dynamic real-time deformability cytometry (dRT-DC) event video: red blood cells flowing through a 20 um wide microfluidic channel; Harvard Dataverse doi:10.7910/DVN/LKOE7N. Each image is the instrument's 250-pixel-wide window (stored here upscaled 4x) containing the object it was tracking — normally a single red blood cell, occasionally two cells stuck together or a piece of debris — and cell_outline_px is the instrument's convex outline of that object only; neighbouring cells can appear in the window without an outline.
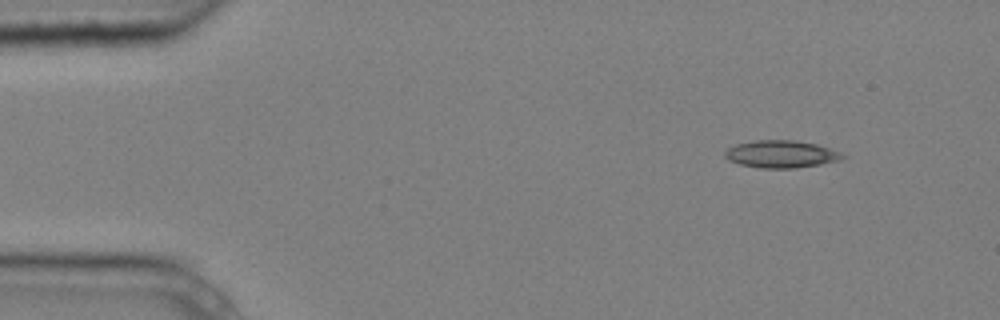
{"species": "common noctule bat (a hibernating species)", "species_latin": "Nyctalus noctula", "temperature_condition": "cold", "stored_images_in_passage": 9, "camera_frame_rate_fps": 3000, "um_per_image_px": 0.085, "animal": {"sex": "male", "body_mass_g": 20.4}, "frame": {"image": 1, "passage_image": 1, "time_ms": 0.0, "image_size_px": [1000, 320], "cell_outline_px": [[848, 156], [840, 160], [820, 164], [796, 168], [760, 168], [740, 164], [728, 160], [724, 156], [724, 152], [728, 148], [736, 144], [756, 140], [796, 140], [816, 144], [840, 152]], "centroid_in_image_um": [66.39, 13.1], "position_along_channel_um": 18.6, "area_um2": 18.79}}
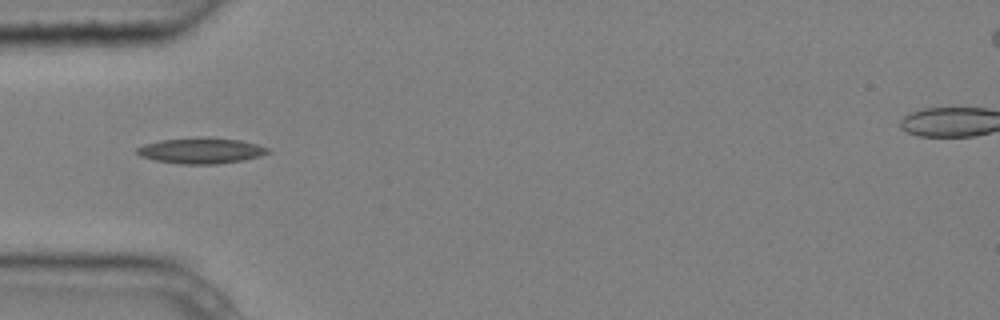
{"frame": {"image": 2, "passage_image": 4, "time_ms": 1.0, "image_size_px": [1000, 320], "cell_outline_px": [[272, 152], [260, 156], [244, 160], [216, 164], [180, 164], [156, 160], [140, 156], [136, 152], [136, 148], [144, 144], [160, 140], [200, 136], [208, 136], [240, 140], [256, 144], [268, 148]], "centroid_in_image_um": [17.1, 12.79], "position_along_channel_um": 67.9, "area_um2": 19.94}}
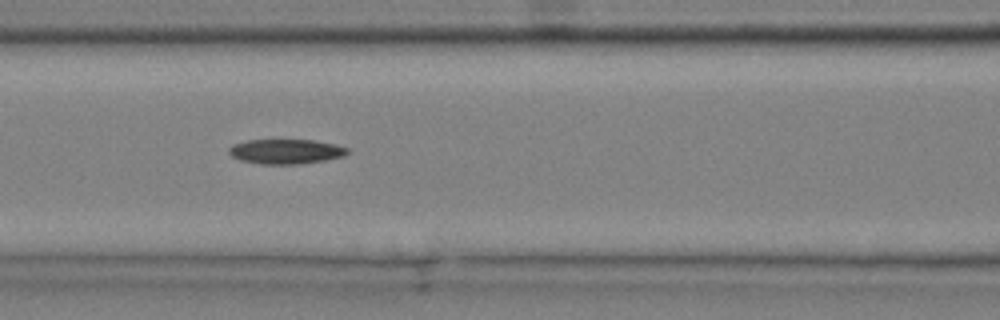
{"frame": {"image": 3, "passage_image": 6, "time_ms": 1.667, "image_size_px": [1000, 320], "cell_outline_px": [[348, 152], [344, 156], [324, 160], [300, 164], [260, 164], [240, 160], [232, 156], [228, 152], [228, 148], [232, 144], [248, 140], [312, 140], [336, 144], [348, 148]], "centroid_in_image_um": [24.28, 12.87], "position_along_channel_um": 142.3, "area_um2": 17.11}}